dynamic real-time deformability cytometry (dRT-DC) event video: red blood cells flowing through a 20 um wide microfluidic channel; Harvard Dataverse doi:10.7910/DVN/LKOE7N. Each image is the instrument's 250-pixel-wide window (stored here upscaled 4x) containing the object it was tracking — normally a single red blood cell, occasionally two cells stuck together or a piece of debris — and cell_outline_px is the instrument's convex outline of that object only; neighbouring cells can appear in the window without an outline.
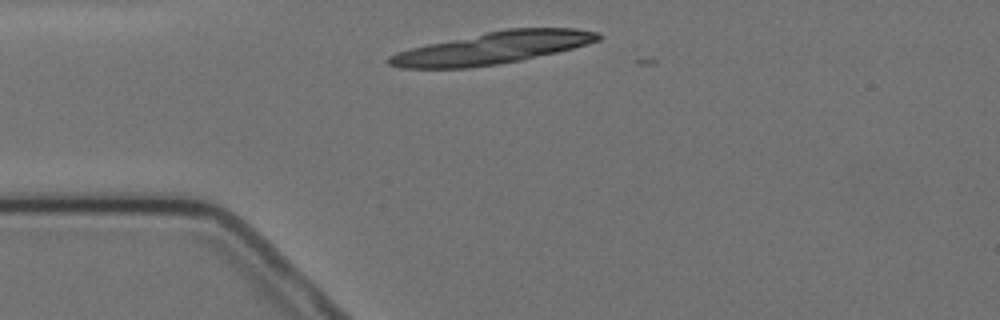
{"species": "Egyptian fruit bat (a non-hibernating species)", "species_latin": "Rousettus aegyptiacus", "temperature_condition": "cold", "stored_images_in_passage": 2, "camera_frame_rate_fps": 3000, "um_per_image_px": 0.085, "animal": {"sex": "female"}, "frame": {"image": 1, "passage_image": 1, "time_ms": 0.0, "image_size_px": [1000, 320], "cell_outline_px": [[600, 40], [588, 44], [556, 52], [520, 60], [496, 64], [468, 68], [400, 68], [388, 64], [388, 56], [396, 52], [428, 44], [508, 28], [576, 28], [600, 32]], "centroid_in_image_um": [41.89, 4.07], "position_along_channel_um": 43.1, "area_um2": 38.55}}